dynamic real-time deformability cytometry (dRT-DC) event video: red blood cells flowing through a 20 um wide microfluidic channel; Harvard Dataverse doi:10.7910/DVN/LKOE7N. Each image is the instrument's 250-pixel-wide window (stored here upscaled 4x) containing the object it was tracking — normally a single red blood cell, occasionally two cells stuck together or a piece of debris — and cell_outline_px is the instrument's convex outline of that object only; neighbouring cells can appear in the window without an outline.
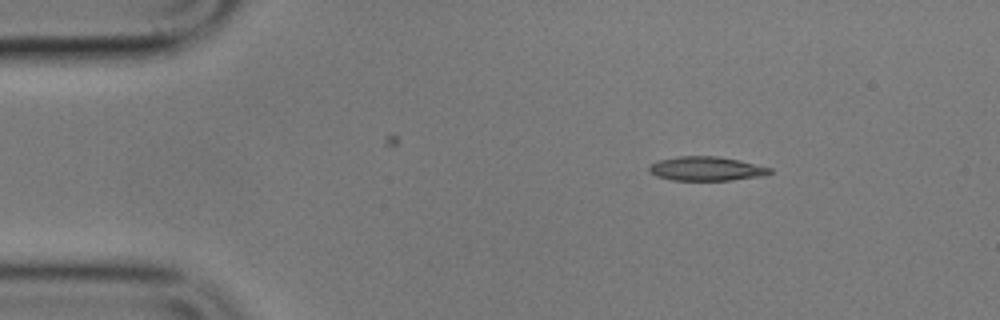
{"species": "common noctule bat (a hibernating species)", "species_latin": "Nyctalus noctula", "temperature_condition": "cold", "stored_images_in_passage": 5, "camera_frame_rate_fps": 3000, "um_per_image_px": 0.085, "animal": {"sex": "male", "body_mass_g": 17.9}, "frame": {"image": 1, "passage_image": 1, "time_ms": 0.0, "image_size_px": [1000, 320], "cell_outline_px": [[772, 172], [760, 176], [732, 180], [672, 180], [656, 176], [648, 172], [648, 164], [656, 160], [676, 156], [716, 156], [740, 160], [772, 168]], "centroid_in_image_um": [59.96, 14.33], "position_along_channel_um": 25.0, "area_um2": 17.17}}
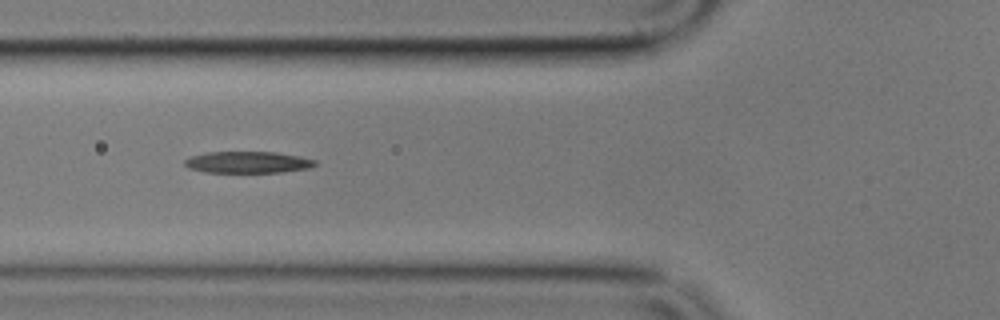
{"frame": {"image": 2, "passage_image": 4, "time_ms": 4.0, "image_size_px": [1000, 320], "cell_outline_px": [[316, 164], [308, 168], [284, 172], [204, 172], [188, 168], [184, 164], [184, 160], [192, 156], [208, 152], [276, 152], [300, 156], [316, 160]], "centroid_in_image_um": [21.06, 13.79], "position_along_channel_um": 104.7, "area_um2": 16.36}}
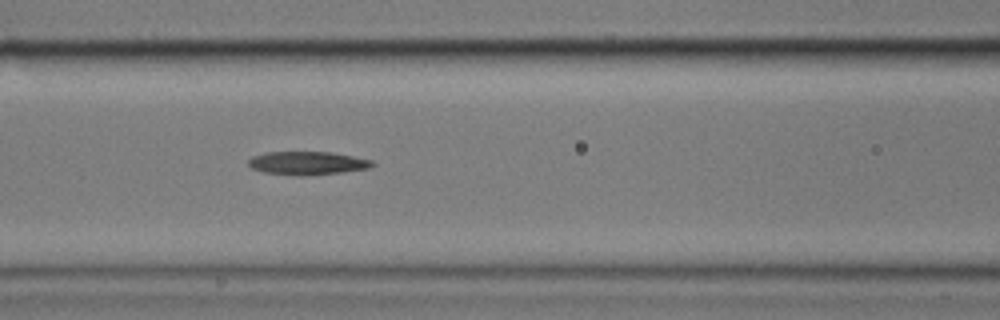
{"frame": {"image": 3, "passage_image": 5, "time_ms": 5.0, "image_size_px": [1000, 320], "cell_outline_px": [[376, 164], [368, 168], [344, 172], [264, 172], [252, 168], [248, 164], [248, 160], [252, 156], [264, 152], [332, 152], [372, 160]], "centroid_in_image_um": [26.15, 13.79], "position_along_channel_um": 140.5, "area_um2": 15.66}}